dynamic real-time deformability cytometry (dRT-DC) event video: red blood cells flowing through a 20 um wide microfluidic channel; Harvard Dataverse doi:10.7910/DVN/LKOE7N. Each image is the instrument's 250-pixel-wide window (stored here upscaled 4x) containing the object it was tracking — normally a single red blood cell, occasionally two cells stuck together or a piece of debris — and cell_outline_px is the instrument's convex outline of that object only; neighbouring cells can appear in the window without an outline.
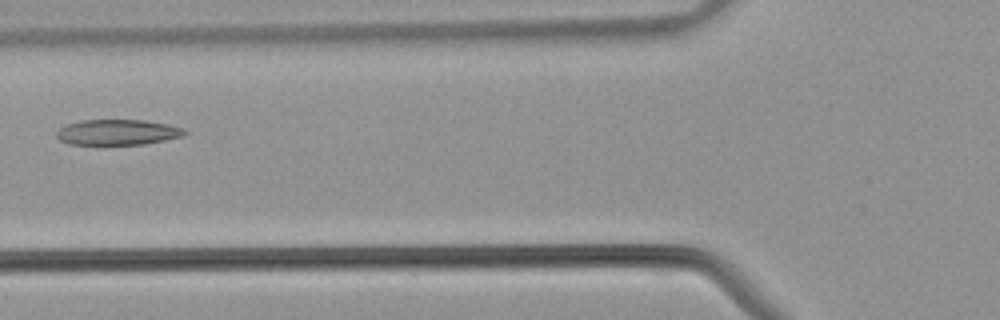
{"species": "common noctule bat (a hibernating species)", "species_latin": "Nyctalus noctula", "temperature_condition": "warm", "stored_images_in_passage": 39, "camera_frame_rate_fps": 3000, "um_per_image_px": 0.085, "animal": {"sex": "male", "body_mass_g": 21.5, "forearm_length_mm": 52.0}, "frame": {"image": 1, "passage_image": 13, "time_ms": 4.0, "image_size_px": [1000, 320], "cell_outline_px": [[188, 132], [184, 136], [144, 144], [104, 148], [68, 144], [60, 140], [56, 136], [56, 132], [60, 128], [68, 124], [80, 120], [144, 120], [168, 124], [184, 128]], "centroid_in_image_um": [9.96, 11.3], "position_along_channel_um": 115.8, "area_um2": 20.11}}
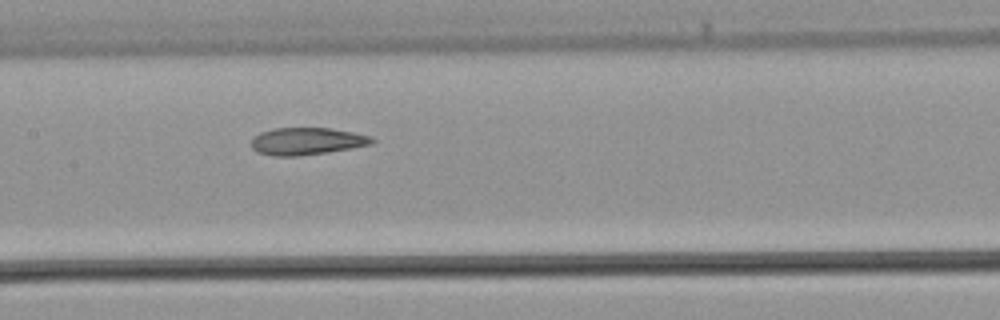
{"frame": {"image": 2, "passage_image": 17, "time_ms": 5.333, "image_size_px": [1000, 320], "cell_outline_px": [[376, 140], [372, 144], [352, 148], [328, 152], [296, 156], [272, 156], [256, 152], [252, 148], [252, 136], [260, 132], [272, 128], [328, 128], [352, 132], [372, 136]], "centroid_in_image_um": [26.06, 12.0], "position_along_channel_um": 181.3, "area_um2": 19.31}}
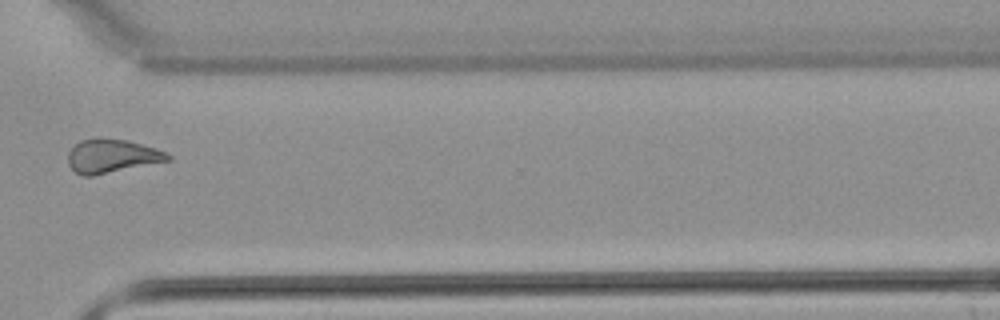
{"frame": {"image": 3, "passage_image": 28, "time_ms": 9.0, "image_size_px": [1000, 320], "cell_outline_px": [[172, 160], [92, 176], [84, 176], [76, 172], [68, 164], [68, 152], [80, 140], [96, 136], [124, 140], [156, 148], [172, 156]], "centroid_in_image_um": [9.49, 13.25], "position_along_channel_um": 361.1, "area_um2": 19.65}}